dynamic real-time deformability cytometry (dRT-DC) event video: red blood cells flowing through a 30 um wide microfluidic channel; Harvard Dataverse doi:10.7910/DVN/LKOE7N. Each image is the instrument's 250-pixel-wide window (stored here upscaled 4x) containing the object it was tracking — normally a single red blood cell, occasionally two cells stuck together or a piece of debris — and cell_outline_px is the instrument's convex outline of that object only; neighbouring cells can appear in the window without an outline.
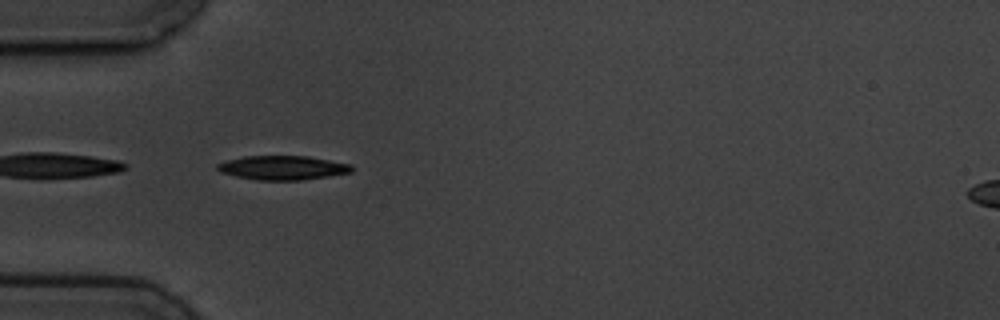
{"species": "common noctule bat (a hibernating species)", "species_latin": "Nyctalus noctula", "temperature_condition": "cold", "stored_images_in_passage": 8, "camera_frame_rate_fps": 3000, "um_per_image_px": 0.085, "animal": {"sex": "male", "body_mass_g": 19.5, "forearm_length_mm": 54.6}, "frame": {"image": 1, "passage_image": 5, "time_ms": 5.333, "image_size_px": [1000, 320], "cell_outline_px": [[352, 172], [328, 176], [300, 180], [256, 180], [236, 176], [220, 172], [216, 168], [216, 164], [228, 160], [244, 156], [308, 156], [352, 164]], "centroid_in_image_um": [24.02, 14.25], "position_along_channel_um": 61.0, "area_um2": 18.84}}
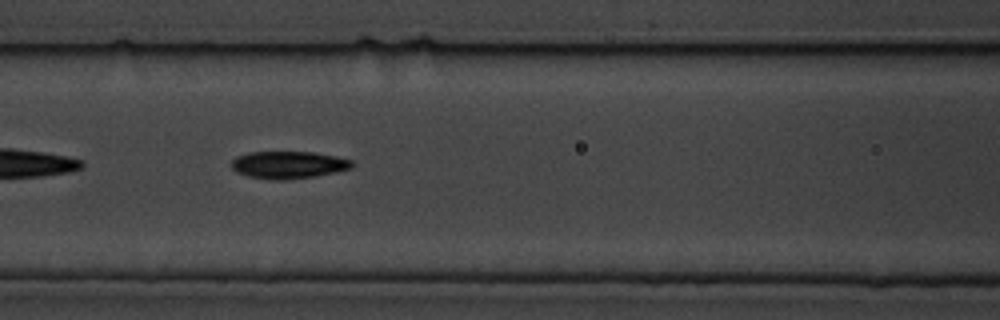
{"frame": {"image": 2, "passage_image": 7, "time_ms": 7.667, "image_size_px": [1000, 320], "cell_outline_px": [[356, 164], [352, 168], [336, 172], [316, 176], [284, 180], [272, 180], [248, 176], [236, 172], [232, 168], [232, 160], [236, 156], [248, 152], [312, 152], [336, 156], [352, 160]], "centroid_in_image_um": [24.54, 14.01], "position_along_channel_um": 142.1, "area_um2": 19.36}}